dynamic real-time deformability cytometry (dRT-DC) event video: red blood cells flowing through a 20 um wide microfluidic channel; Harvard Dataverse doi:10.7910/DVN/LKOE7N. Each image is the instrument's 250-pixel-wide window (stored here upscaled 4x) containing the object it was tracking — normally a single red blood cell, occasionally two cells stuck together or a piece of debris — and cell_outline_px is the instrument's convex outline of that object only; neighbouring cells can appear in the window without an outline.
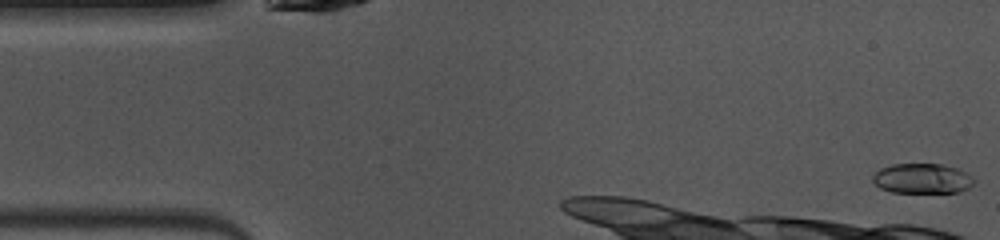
{"species": "common noctule bat (a hibernating species)", "species_latin": "Nyctalus noctula", "temperature_condition": "warm", "stored_images_in_passage": 13, "camera_frame_rate_fps": 3000, "um_per_image_px": 0.085, "animal": {"sex": "female", "body_mass_g": 10.0, "forearm_length_mm": 53.1}, "frame": {"image": 1, "passage_image": 1, "time_ms": 0.0, "image_size_px": [1000, 240], "cell_outline_px": [[976, 180], [968, 188], [960, 192], [892, 192], [880, 188], [872, 180], [872, 176], [880, 168], [892, 164], [940, 164], [956, 168], [972, 176]], "centroid_in_image_um": [78.38, 15.17], "position_along_channel_um": 6.6, "area_um2": 17.63}}